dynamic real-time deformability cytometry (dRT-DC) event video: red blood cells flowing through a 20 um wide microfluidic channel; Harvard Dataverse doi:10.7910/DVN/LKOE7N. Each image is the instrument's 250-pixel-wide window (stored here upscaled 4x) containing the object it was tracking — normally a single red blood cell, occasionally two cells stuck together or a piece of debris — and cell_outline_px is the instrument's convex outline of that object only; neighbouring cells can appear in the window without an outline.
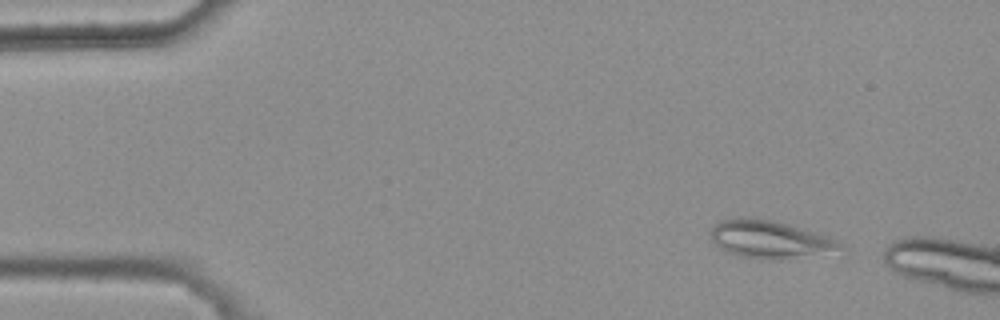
{"species": "common noctule bat (a hibernating species)", "species_latin": "Nyctalus noctula", "temperature_condition": "warm", "stored_images_in_passage": 3, "camera_frame_rate_fps": 3000, "um_per_image_px": 0.085, "animal": {"sex": "female", "body_mass_g": 25.1}, "frame": {"image": 1, "passage_image": 1, "time_ms": 0.0, "image_size_px": [1000, 320], "cell_outline_px": [[848, 248], [780, 260], [772, 260], [740, 256], [716, 248], [712, 240], [712, 228], [720, 220], [772, 220], [788, 224], [828, 236], [836, 240]], "centroid_in_image_um": [65.45, 20.38], "position_along_channel_um": 19.6, "area_um2": 27.57}}